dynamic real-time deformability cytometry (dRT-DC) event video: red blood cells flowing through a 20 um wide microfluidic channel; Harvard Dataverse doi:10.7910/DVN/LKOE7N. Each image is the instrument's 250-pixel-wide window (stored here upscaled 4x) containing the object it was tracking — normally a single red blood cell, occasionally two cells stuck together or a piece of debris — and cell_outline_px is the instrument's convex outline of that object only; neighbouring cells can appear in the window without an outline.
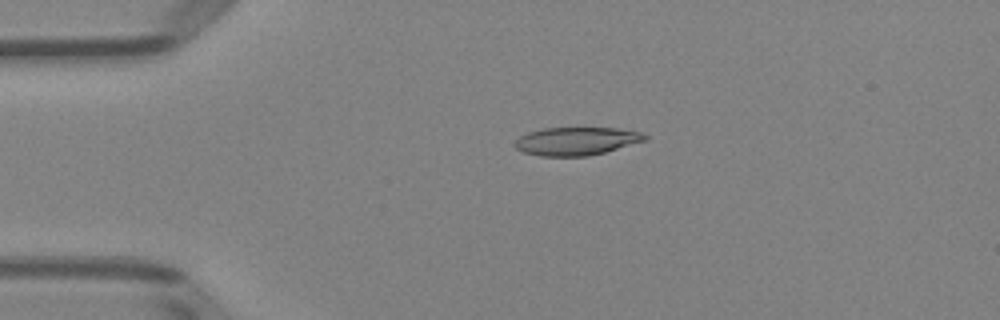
{"species": "Egyptian fruit bat (a non-hibernating species)", "species_latin": "Rousettus aegyptiacus", "temperature_condition": "room temperature", "stored_images_in_passage": 4, "camera_frame_rate_fps": 3000, "um_per_image_px": 0.085, "animal": {"sex": "female"}, "frame": {"image": 1, "passage_image": 3, "time_ms": 2.333, "image_size_px": [1000, 320], "cell_outline_px": [[648, 140], [604, 152], [588, 156], [540, 156], [524, 152], [516, 148], [516, 140], [520, 136], [528, 132], [544, 128], [616, 128], [640, 132], [648, 136]], "centroid_in_image_um": [49.02, 11.99], "position_along_channel_um": 36.0, "area_um2": 21.15}}